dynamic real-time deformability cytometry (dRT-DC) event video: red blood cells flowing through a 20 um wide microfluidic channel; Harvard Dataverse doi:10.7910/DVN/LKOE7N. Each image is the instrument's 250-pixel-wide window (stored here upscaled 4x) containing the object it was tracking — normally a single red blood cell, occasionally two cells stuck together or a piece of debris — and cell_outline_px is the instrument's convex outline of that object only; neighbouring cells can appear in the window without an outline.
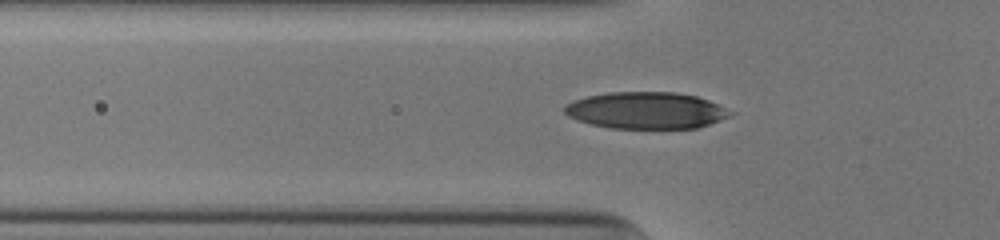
{"species": "human", "species_latin": "Homo sapiens", "temperature_condition": "cold", "stored_images_in_passage": 38, "camera_frame_rate_fps": 3000, "um_per_image_px": 0.085, "donor": {"sex": "male"}, "frame": {"image": 1, "passage_image": 13, "time_ms": 4.0, "image_size_px": [1000, 240], "cell_outline_px": [[736, 112], [732, 116], [696, 128], [608, 128], [576, 120], [568, 116], [564, 112], [564, 104], [588, 96], [612, 92], [676, 92], [696, 96], [708, 100]], "centroid_in_image_um": [54.94, 9.39], "position_along_channel_um": 70.9, "area_um2": 35.49}}
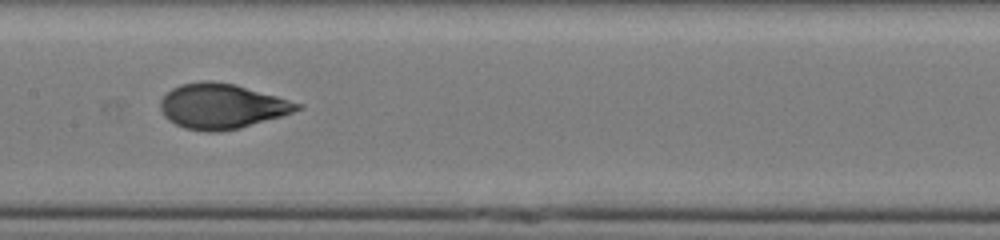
{"frame": {"image": 2, "passage_image": 22, "time_ms": 7.0, "image_size_px": [1000, 240], "cell_outline_px": [[304, 108], [280, 116], [240, 128], [216, 132], [208, 132], [184, 128], [168, 120], [164, 116], [160, 108], [160, 100], [172, 88], [180, 84], [200, 80], [212, 80], [236, 84], [304, 104]], "centroid_in_image_um": [18.85, 9.01], "position_along_channel_um": 188.6, "area_um2": 36.07}}
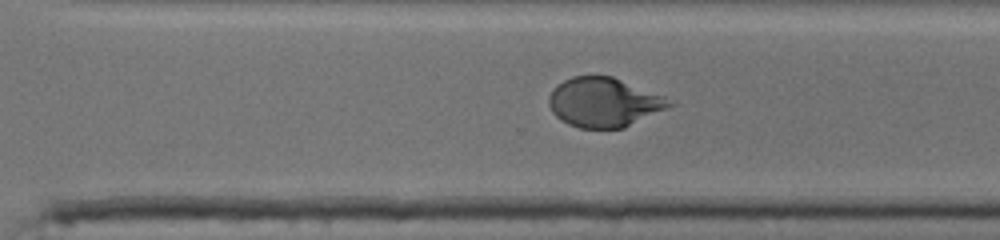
{"frame": {"image": 3, "passage_image": 32, "time_ms": 10.333, "image_size_px": [1000, 240], "cell_outline_px": [[676, 104], [624, 128], [580, 128], [568, 124], [560, 120], [552, 112], [548, 104], [548, 96], [556, 84], [572, 76], [612, 76], [664, 96]], "centroid_in_image_um": [51.31, 8.7], "position_along_channel_um": 319.3, "area_um2": 34.68}, "authors_computed_cell_mechanics": {"area_um2": 34.7089, "velocity_mm_per_s": 3.9329, "shape_relaxation_time_tau1_ms": 3.7858, "shape_relaxation_time_tau2_ms": null, "deformation_change_tau1": 0.1974, "deformation_change_tau2": null}}